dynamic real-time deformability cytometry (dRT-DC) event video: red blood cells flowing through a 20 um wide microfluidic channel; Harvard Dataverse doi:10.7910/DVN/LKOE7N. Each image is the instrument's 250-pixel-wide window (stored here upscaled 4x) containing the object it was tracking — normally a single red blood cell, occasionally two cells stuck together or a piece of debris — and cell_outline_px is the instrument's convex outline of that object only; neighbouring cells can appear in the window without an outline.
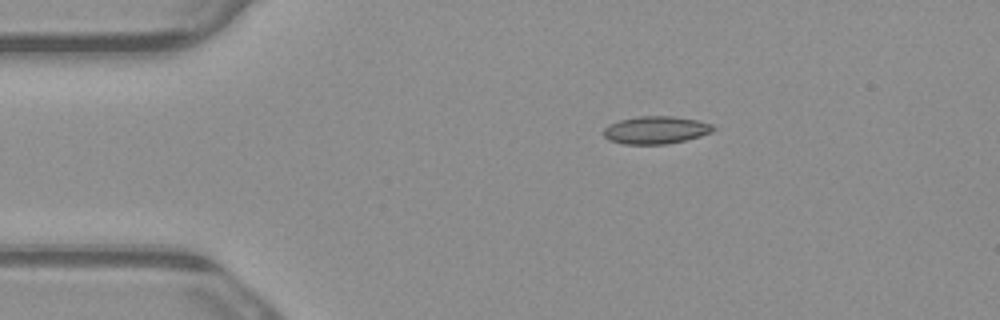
{"species": "common noctule bat (a hibernating species)", "species_latin": "Nyctalus noctula", "temperature_condition": "warm", "stored_images_in_passage": 4, "camera_frame_rate_fps": 3000, "um_per_image_px": 0.085, "animal": {"sex": "male", "body_mass_g": 23.1, "forearm_length_mm": 52.7}, "frame": {"image": 1, "passage_image": 3, "time_ms": 0.667, "image_size_px": [1000, 320], "cell_outline_px": [[716, 128], [712, 132], [700, 136], [668, 144], [624, 144], [608, 140], [604, 136], [604, 128], [620, 120], [636, 116], [672, 116], [696, 120], [712, 124]], "centroid_in_image_um": [55.75, 11.05], "position_along_channel_um": 29.2, "area_um2": 17.57}}